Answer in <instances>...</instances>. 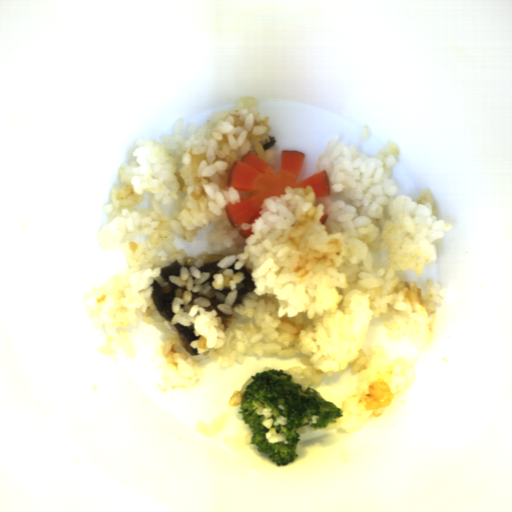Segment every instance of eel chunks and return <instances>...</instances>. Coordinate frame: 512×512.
Instances as JSON below:
<instances>
[{"mask_svg": "<svg viewBox=\"0 0 512 512\" xmlns=\"http://www.w3.org/2000/svg\"><path fill=\"white\" fill-rule=\"evenodd\" d=\"M181 265L176 260L170 266L161 268V277L165 282H168L171 290L168 293H163L160 284L155 280L152 282V292L150 293L152 301L156 310L159 314L168 321H172L174 312L172 310V301L176 297L175 291L178 290V286L173 284L169 276L178 277L180 276Z\"/></svg>", "mask_w": 512, "mask_h": 512, "instance_id": "1", "label": "eel chunks"}, {"mask_svg": "<svg viewBox=\"0 0 512 512\" xmlns=\"http://www.w3.org/2000/svg\"><path fill=\"white\" fill-rule=\"evenodd\" d=\"M227 269H232L234 274L237 272H241L244 275V279L242 281H240L239 283H237V288H236L237 297L231 306L233 308L235 306H239L243 297L247 293H252L256 289L257 286L252 278V275H251L249 269L246 268L245 266L240 269H235L234 263H231V265Z\"/></svg>", "mask_w": 512, "mask_h": 512, "instance_id": "2", "label": "eel chunks"}, {"mask_svg": "<svg viewBox=\"0 0 512 512\" xmlns=\"http://www.w3.org/2000/svg\"><path fill=\"white\" fill-rule=\"evenodd\" d=\"M173 329L176 330L179 334V344L191 356L199 355L198 350L191 346L192 341L199 339V336H195L194 324L191 323L190 326H183L182 323H175L173 325Z\"/></svg>", "mask_w": 512, "mask_h": 512, "instance_id": "3", "label": "eel chunks"}, {"mask_svg": "<svg viewBox=\"0 0 512 512\" xmlns=\"http://www.w3.org/2000/svg\"><path fill=\"white\" fill-rule=\"evenodd\" d=\"M198 298H206L209 300L210 305L205 308V312H210L212 310L216 311L217 316L221 320V324L224 325L225 329H228L234 322L235 316L234 315H226L222 311L218 309L219 304H223L221 300H219L216 296H208L205 294H201L198 291H194L192 293L191 300H196Z\"/></svg>", "mask_w": 512, "mask_h": 512, "instance_id": "4", "label": "eel chunks"}, {"mask_svg": "<svg viewBox=\"0 0 512 512\" xmlns=\"http://www.w3.org/2000/svg\"><path fill=\"white\" fill-rule=\"evenodd\" d=\"M220 260H217L213 263H205L203 266L199 268V271L209 273V277L206 282H213V275L218 274L222 271V268L218 265Z\"/></svg>", "mask_w": 512, "mask_h": 512, "instance_id": "5", "label": "eel chunks"}]
</instances>
